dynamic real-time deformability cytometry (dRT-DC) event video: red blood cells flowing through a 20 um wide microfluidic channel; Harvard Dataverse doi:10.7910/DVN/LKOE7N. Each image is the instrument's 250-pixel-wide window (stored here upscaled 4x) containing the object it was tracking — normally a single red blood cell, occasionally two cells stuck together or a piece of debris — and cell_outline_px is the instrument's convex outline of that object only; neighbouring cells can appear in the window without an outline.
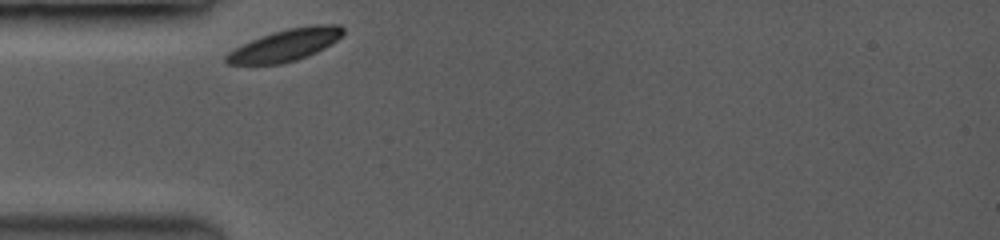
{"species": "common noctule bat (a hibernating species)", "species_latin": "Nyctalus noctula", "temperature_condition": "room temperature", "stored_images_in_passage": 2, "camera_frame_rate_fps": 3500, "um_per_image_px": 0.085, "animal": {"sex": "female", "body_mass_g": 19.0, "forearm_length_mm": 53.3}, "frame": {"image": 1, "passage_image": 1, "time_ms": 0.0, "image_size_px": [1000, 240], "cell_outline_px": [[344, 32], [336, 40], [324, 48], [308, 56], [296, 60], [280, 64], [228, 64], [224, 60], [224, 56], [228, 52], [252, 40], [272, 32], [288, 28], [316, 24], [340, 24], [344, 28]], "centroid_in_image_um": [24.27, 3.83], "position_along_channel_um": 60.7, "area_um2": 21.56}}